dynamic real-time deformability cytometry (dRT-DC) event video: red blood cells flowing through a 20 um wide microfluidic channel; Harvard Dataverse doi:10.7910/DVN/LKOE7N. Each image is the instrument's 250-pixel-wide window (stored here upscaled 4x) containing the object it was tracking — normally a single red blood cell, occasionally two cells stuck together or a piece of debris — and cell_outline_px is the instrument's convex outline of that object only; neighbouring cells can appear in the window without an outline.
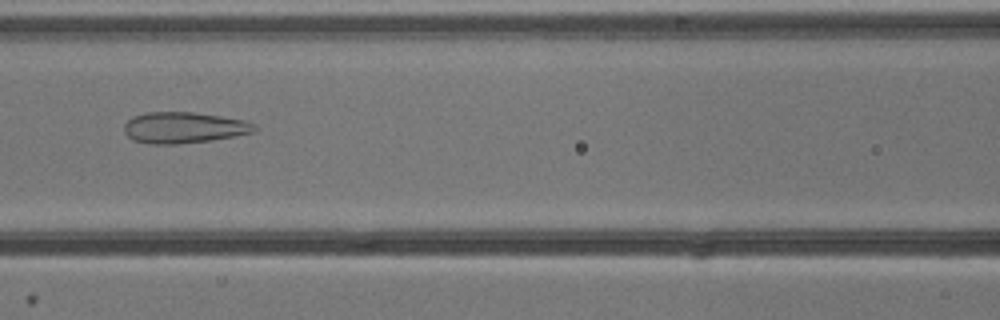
{"species": "common noctule bat (a hibernating species)", "species_latin": "Nyctalus noctula", "temperature_condition": "cold", "stored_images_in_passage": 52, "camera_frame_rate_fps": 3000, "um_per_image_px": 0.085, "animal": {"sex": "male", "body_mass_g": 13.3}, "frame": {"image": 1, "passage_image": 23, "time_ms": 7.333, "image_size_px": [1000, 320], "cell_outline_px": [[256, 128], [252, 132], [236, 136], [212, 140], [176, 144], [148, 144], [132, 140], [124, 132], [124, 124], [132, 116], [148, 112], [196, 112], [244, 120], [256, 124]], "centroid_in_image_um": [15.6, 10.85], "position_along_channel_um": 151.0, "area_um2": 23.76}}
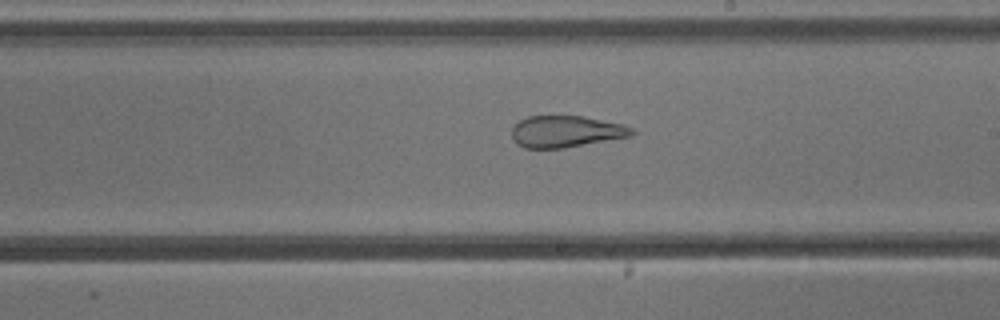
{"frame": {"image": 2, "passage_image": 30, "time_ms": 9.667, "image_size_px": [1000, 320], "cell_outline_px": [[636, 132], [632, 136], [564, 148], [524, 148], [516, 144], [512, 136], [512, 128], [520, 120], [528, 116], [584, 116], [624, 124], [632, 128]], "centroid_in_image_um": [48.13, 11.18], "position_along_channel_um": 240.9, "area_um2": 22.25}}
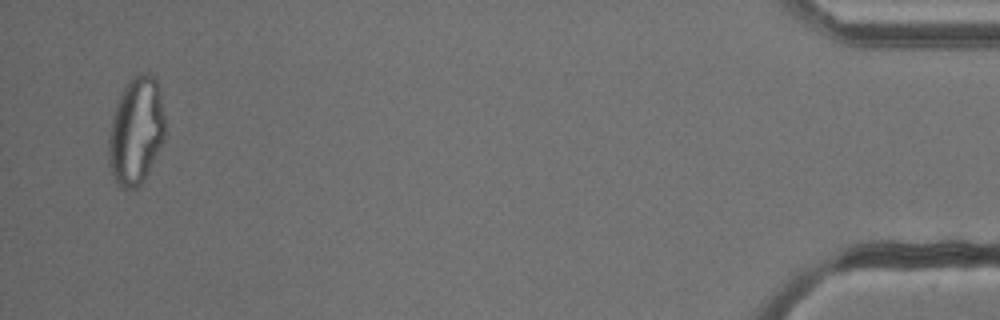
{"frame": {"image": 3, "passage_image": 51, "time_ms": 16.667, "image_size_px": [1000, 320], "cell_outline_px": [[164, 140], [144, 180], [136, 188], [124, 188], [116, 184], [108, 164], [108, 140], [112, 116], [116, 104], [128, 80], [132, 76], [140, 72], [148, 72], [156, 76], [164, 116]], "centroid_in_image_um": [11.55, 11.11], "position_along_channel_um": 423.6, "area_um2": 35.49}}